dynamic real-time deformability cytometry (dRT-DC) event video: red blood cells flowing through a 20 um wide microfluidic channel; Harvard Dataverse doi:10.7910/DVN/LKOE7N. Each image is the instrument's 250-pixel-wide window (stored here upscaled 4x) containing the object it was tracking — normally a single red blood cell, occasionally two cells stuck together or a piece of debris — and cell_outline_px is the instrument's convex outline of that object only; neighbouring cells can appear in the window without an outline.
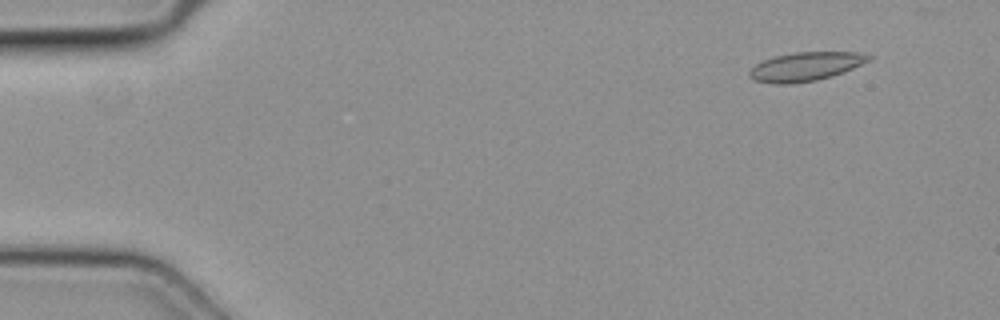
{"species": "common noctule bat (a hibernating species)", "species_latin": "Nyctalus noctula", "temperature_condition": "cold", "stored_images_in_passage": 4, "camera_frame_rate_fps": 3000, "um_per_image_px": 0.085, "animal": {"sex": "female", "body_mass_g": 19.3, "forearm_length_mm": 54.1}, "frame": {"image": 1, "passage_image": 1, "time_ms": 0.0, "image_size_px": [1000, 320], "cell_outline_px": [[872, 56], [868, 60], [844, 72], [832, 76], [816, 80], [788, 84], [772, 84], [756, 80], [748, 76], [748, 72], [756, 64], [764, 60], [776, 56], [796, 52], [864, 52]], "centroid_in_image_um": [68.47, 5.66], "position_along_channel_um": 16.5, "area_um2": 19.83}}
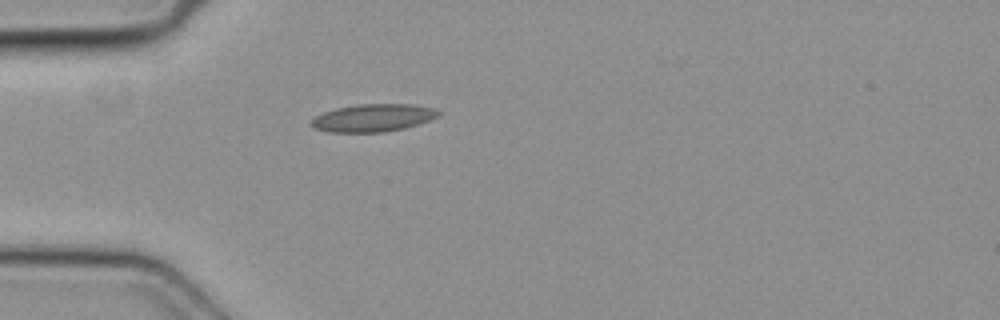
{"frame": {"image": 2, "passage_image": 4, "time_ms": 1.0, "image_size_px": [1000, 320], "cell_outline_px": [[444, 112], [428, 120], [404, 128], [384, 132], [328, 132], [312, 128], [308, 124], [316, 116], [324, 112], [336, 108], [356, 104], [412, 104], [436, 108]], "centroid_in_image_um": [31.69, 10.01], "position_along_channel_um": 53.3, "area_um2": 20.58}}